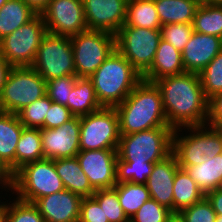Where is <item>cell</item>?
<instances>
[{
  "label": "cell",
  "mask_w": 222,
  "mask_h": 222,
  "mask_svg": "<svg viewBox=\"0 0 222 222\" xmlns=\"http://www.w3.org/2000/svg\"><path fill=\"white\" fill-rule=\"evenodd\" d=\"M12 66L0 55V92L8 78Z\"/></svg>",
  "instance_id": "47"
},
{
  "label": "cell",
  "mask_w": 222,
  "mask_h": 222,
  "mask_svg": "<svg viewBox=\"0 0 222 222\" xmlns=\"http://www.w3.org/2000/svg\"><path fill=\"white\" fill-rule=\"evenodd\" d=\"M47 93L45 79L32 67H12L0 92V111L17 114Z\"/></svg>",
  "instance_id": "6"
},
{
  "label": "cell",
  "mask_w": 222,
  "mask_h": 222,
  "mask_svg": "<svg viewBox=\"0 0 222 222\" xmlns=\"http://www.w3.org/2000/svg\"><path fill=\"white\" fill-rule=\"evenodd\" d=\"M57 174L62 180L64 188L82 198L92 197L96 190L91 186L88 177L81 169L76 157L59 158L54 160Z\"/></svg>",
  "instance_id": "21"
},
{
  "label": "cell",
  "mask_w": 222,
  "mask_h": 222,
  "mask_svg": "<svg viewBox=\"0 0 222 222\" xmlns=\"http://www.w3.org/2000/svg\"><path fill=\"white\" fill-rule=\"evenodd\" d=\"M64 185L56 172L54 160L41 159L23 165L14 173L11 195L34 203L41 197L63 191ZM13 192V193H12Z\"/></svg>",
  "instance_id": "4"
},
{
  "label": "cell",
  "mask_w": 222,
  "mask_h": 222,
  "mask_svg": "<svg viewBox=\"0 0 222 222\" xmlns=\"http://www.w3.org/2000/svg\"><path fill=\"white\" fill-rule=\"evenodd\" d=\"M201 143L203 154L206 158L212 159L222 153V129L207 124L202 125Z\"/></svg>",
  "instance_id": "41"
},
{
  "label": "cell",
  "mask_w": 222,
  "mask_h": 222,
  "mask_svg": "<svg viewBox=\"0 0 222 222\" xmlns=\"http://www.w3.org/2000/svg\"><path fill=\"white\" fill-rule=\"evenodd\" d=\"M47 29L38 13L28 23L0 40V55L12 66H31Z\"/></svg>",
  "instance_id": "8"
},
{
  "label": "cell",
  "mask_w": 222,
  "mask_h": 222,
  "mask_svg": "<svg viewBox=\"0 0 222 222\" xmlns=\"http://www.w3.org/2000/svg\"><path fill=\"white\" fill-rule=\"evenodd\" d=\"M51 104L52 101L45 95L19 111V121L25 128H44V119Z\"/></svg>",
  "instance_id": "35"
},
{
  "label": "cell",
  "mask_w": 222,
  "mask_h": 222,
  "mask_svg": "<svg viewBox=\"0 0 222 222\" xmlns=\"http://www.w3.org/2000/svg\"><path fill=\"white\" fill-rule=\"evenodd\" d=\"M117 149L80 151L76 158L95 190L111 189L116 182Z\"/></svg>",
  "instance_id": "13"
},
{
  "label": "cell",
  "mask_w": 222,
  "mask_h": 222,
  "mask_svg": "<svg viewBox=\"0 0 222 222\" xmlns=\"http://www.w3.org/2000/svg\"><path fill=\"white\" fill-rule=\"evenodd\" d=\"M44 158H72L80 152V117L74 116L61 127L40 128Z\"/></svg>",
  "instance_id": "14"
},
{
  "label": "cell",
  "mask_w": 222,
  "mask_h": 222,
  "mask_svg": "<svg viewBox=\"0 0 222 222\" xmlns=\"http://www.w3.org/2000/svg\"><path fill=\"white\" fill-rule=\"evenodd\" d=\"M207 125L222 129V92L209 99Z\"/></svg>",
  "instance_id": "44"
},
{
  "label": "cell",
  "mask_w": 222,
  "mask_h": 222,
  "mask_svg": "<svg viewBox=\"0 0 222 222\" xmlns=\"http://www.w3.org/2000/svg\"><path fill=\"white\" fill-rule=\"evenodd\" d=\"M74 117L70 110L59 103L53 102L44 119V129L61 127Z\"/></svg>",
  "instance_id": "43"
},
{
  "label": "cell",
  "mask_w": 222,
  "mask_h": 222,
  "mask_svg": "<svg viewBox=\"0 0 222 222\" xmlns=\"http://www.w3.org/2000/svg\"><path fill=\"white\" fill-rule=\"evenodd\" d=\"M39 14L52 34L72 37L88 29L83 0H50Z\"/></svg>",
  "instance_id": "12"
},
{
  "label": "cell",
  "mask_w": 222,
  "mask_h": 222,
  "mask_svg": "<svg viewBox=\"0 0 222 222\" xmlns=\"http://www.w3.org/2000/svg\"><path fill=\"white\" fill-rule=\"evenodd\" d=\"M161 38L182 52L193 33L192 23L166 24L161 26Z\"/></svg>",
  "instance_id": "40"
},
{
  "label": "cell",
  "mask_w": 222,
  "mask_h": 222,
  "mask_svg": "<svg viewBox=\"0 0 222 222\" xmlns=\"http://www.w3.org/2000/svg\"><path fill=\"white\" fill-rule=\"evenodd\" d=\"M193 30L222 38V5L201 3L192 22Z\"/></svg>",
  "instance_id": "31"
},
{
  "label": "cell",
  "mask_w": 222,
  "mask_h": 222,
  "mask_svg": "<svg viewBox=\"0 0 222 222\" xmlns=\"http://www.w3.org/2000/svg\"><path fill=\"white\" fill-rule=\"evenodd\" d=\"M170 222H182L177 216H175Z\"/></svg>",
  "instance_id": "52"
},
{
  "label": "cell",
  "mask_w": 222,
  "mask_h": 222,
  "mask_svg": "<svg viewBox=\"0 0 222 222\" xmlns=\"http://www.w3.org/2000/svg\"><path fill=\"white\" fill-rule=\"evenodd\" d=\"M25 127L17 114L0 111V157L16 172V146Z\"/></svg>",
  "instance_id": "22"
},
{
  "label": "cell",
  "mask_w": 222,
  "mask_h": 222,
  "mask_svg": "<svg viewBox=\"0 0 222 222\" xmlns=\"http://www.w3.org/2000/svg\"><path fill=\"white\" fill-rule=\"evenodd\" d=\"M128 0H83L88 29L116 34L125 24Z\"/></svg>",
  "instance_id": "15"
},
{
  "label": "cell",
  "mask_w": 222,
  "mask_h": 222,
  "mask_svg": "<svg viewBox=\"0 0 222 222\" xmlns=\"http://www.w3.org/2000/svg\"><path fill=\"white\" fill-rule=\"evenodd\" d=\"M77 78L76 75H66L46 81V95L51 101L68 108V99Z\"/></svg>",
  "instance_id": "38"
},
{
  "label": "cell",
  "mask_w": 222,
  "mask_h": 222,
  "mask_svg": "<svg viewBox=\"0 0 222 222\" xmlns=\"http://www.w3.org/2000/svg\"><path fill=\"white\" fill-rule=\"evenodd\" d=\"M14 173L11 168L0 157V181L5 182L10 187L13 184Z\"/></svg>",
  "instance_id": "46"
},
{
  "label": "cell",
  "mask_w": 222,
  "mask_h": 222,
  "mask_svg": "<svg viewBox=\"0 0 222 222\" xmlns=\"http://www.w3.org/2000/svg\"><path fill=\"white\" fill-rule=\"evenodd\" d=\"M183 129L185 132L188 130L186 135L183 134ZM183 129L174 130L172 138V153L181 169L207 161L202 149L201 126L184 127Z\"/></svg>",
  "instance_id": "19"
},
{
  "label": "cell",
  "mask_w": 222,
  "mask_h": 222,
  "mask_svg": "<svg viewBox=\"0 0 222 222\" xmlns=\"http://www.w3.org/2000/svg\"><path fill=\"white\" fill-rule=\"evenodd\" d=\"M185 170L206 195L217 189L222 179V153L212 159L207 158L204 163L186 167Z\"/></svg>",
  "instance_id": "27"
},
{
  "label": "cell",
  "mask_w": 222,
  "mask_h": 222,
  "mask_svg": "<svg viewBox=\"0 0 222 222\" xmlns=\"http://www.w3.org/2000/svg\"><path fill=\"white\" fill-rule=\"evenodd\" d=\"M184 72L182 53L161 38L153 62L142 74V79L154 83L161 78Z\"/></svg>",
  "instance_id": "20"
},
{
  "label": "cell",
  "mask_w": 222,
  "mask_h": 222,
  "mask_svg": "<svg viewBox=\"0 0 222 222\" xmlns=\"http://www.w3.org/2000/svg\"><path fill=\"white\" fill-rule=\"evenodd\" d=\"M120 140L119 118L115 108L80 116V151L118 149Z\"/></svg>",
  "instance_id": "11"
},
{
  "label": "cell",
  "mask_w": 222,
  "mask_h": 222,
  "mask_svg": "<svg viewBox=\"0 0 222 222\" xmlns=\"http://www.w3.org/2000/svg\"><path fill=\"white\" fill-rule=\"evenodd\" d=\"M11 200L6 202V222H45L33 203L22 201L16 197Z\"/></svg>",
  "instance_id": "36"
},
{
  "label": "cell",
  "mask_w": 222,
  "mask_h": 222,
  "mask_svg": "<svg viewBox=\"0 0 222 222\" xmlns=\"http://www.w3.org/2000/svg\"><path fill=\"white\" fill-rule=\"evenodd\" d=\"M125 24L132 27L161 29L154 0H128Z\"/></svg>",
  "instance_id": "28"
},
{
  "label": "cell",
  "mask_w": 222,
  "mask_h": 222,
  "mask_svg": "<svg viewBox=\"0 0 222 222\" xmlns=\"http://www.w3.org/2000/svg\"><path fill=\"white\" fill-rule=\"evenodd\" d=\"M0 222H6V201L0 204Z\"/></svg>",
  "instance_id": "49"
},
{
  "label": "cell",
  "mask_w": 222,
  "mask_h": 222,
  "mask_svg": "<svg viewBox=\"0 0 222 222\" xmlns=\"http://www.w3.org/2000/svg\"><path fill=\"white\" fill-rule=\"evenodd\" d=\"M204 196L205 194L187 171L179 168L176 171L173 185V213L176 215L181 210L200 201Z\"/></svg>",
  "instance_id": "26"
},
{
  "label": "cell",
  "mask_w": 222,
  "mask_h": 222,
  "mask_svg": "<svg viewBox=\"0 0 222 222\" xmlns=\"http://www.w3.org/2000/svg\"><path fill=\"white\" fill-rule=\"evenodd\" d=\"M102 107L115 108L143 80L132 64L116 49L89 78Z\"/></svg>",
  "instance_id": "3"
},
{
  "label": "cell",
  "mask_w": 222,
  "mask_h": 222,
  "mask_svg": "<svg viewBox=\"0 0 222 222\" xmlns=\"http://www.w3.org/2000/svg\"><path fill=\"white\" fill-rule=\"evenodd\" d=\"M176 215L156 200L149 199L129 219L130 222H170Z\"/></svg>",
  "instance_id": "37"
},
{
  "label": "cell",
  "mask_w": 222,
  "mask_h": 222,
  "mask_svg": "<svg viewBox=\"0 0 222 222\" xmlns=\"http://www.w3.org/2000/svg\"><path fill=\"white\" fill-rule=\"evenodd\" d=\"M103 108L89 78H77L68 99V109L74 116H84Z\"/></svg>",
  "instance_id": "25"
},
{
  "label": "cell",
  "mask_w": 222,
  "mask_h": 222,
  "mask_svg": "<svg viewBox=\"0 0 222 222\" xmlns=\"http://www.w3.org/2000/svg\"><path fill=\"white\" fill-rule=\"evenodd\" d=\"M222 50V38L193 31L182 50L185 72H201Z\"/></svg>",
  "instance_id": "17"
},
{
  "label": "cell",
  "mask_w": 222,
  "mask_h": 222,
  "mask_svg": "<svg viewBox=\"0 0 222 222\" xmlns=\"http://www.w3.org/2000/svg\"><path fill=\"white\" fill-rule=\"evenodd\" d=\"M38 13L23 0H8L0 8V40L28 23Z\"/></svg>",
  "instance_id": "24"
},
{
  "label": "cell",
  "mask_w": 222,
  "mask_h": 222,
  "mask_svg": "<svg viewBox=\"0 0 222 222\" xmlns=\"http://www.w3.org/2000/svg\"><path fill=\"white\" fill-rule=\"evenodd\" d=\"M154 83L160 90L167 122L173 130L207 124L209 100L198 73L184 72Z\"/></svg>",
  "instance_id": "1"
},
{
  "label": "cell",
  "mask_w": 222,
  "mask_h": 222,
  "mask_svg": "<svg viewBox=\"0 0 222 222\" xmlns=\"http://www.w3.org/2000/svg\"><path fill=\"white\" fill-rule=\"evenodd\" d=\"M198 74L204 95L208 100L222 92V50Z\"/></svg>",
  "instance_id": "33"
},
{
  "label": "cell",
  "mask_w": 222,
  "mask_h": 222,
  "mask_svg": "<svg viewBox=\"0 0 222 222\" xmlns=\"http://www.w3.org/2000/svg\"><path fill=\"white\" fill-rule=\"evenodd\" d=\"M200 2L209 5H222V0H200Z\"/></svg>",
  "instance_id": "50"
},
{
  "label": "cell",
  "mask_w": 222,
  "mask_h": 222,
  "mask_svg": "<svg viewBox=\"0 0 222 222\" xmlns=\"http://www.w3.org/2000/svg\"><path fill=\"white\" fill-rule=\"evenodd\" d=\"M160 39V29L124 24L115 34V48L139 73L143 74L153 62Z\"/></svg>",
  "instance_id": "9"
},
{
  "label": "cell",
  "mask_w": 222,
  "mask_h": 222,
  "mask_svg": "<svg viewBox=\"0 0 222 222\" xmlns=\"http://www.w3.org/2000/svg\"><path fill=\"white\" fill-rule=\"evenodd\" d=\"M23 1L27 3L29 6H31L37 13H40L50 0H23Z\"/></svg>",
  "instance_id": "48"
},
{
  "label": "cell",
  "mask_w": 222,
  "mask_h": 222,
  "mask_svg": "<svg viewBox=\"0 0 222 222\" xmlns=\"http://www.w3.org/2000/svg\"><path fill=\"white\" fill-rule=\"evenodd\" d=\"M154 163L125 162L117 157L116 160V182H130L134 184H146Z\"/></svg>",
  "instance_id": "32"
},
{
  "label": "cell",
  "mask_w": 222,
  "mask_h": 222,
  "mask_svg": "<svg viewBox=\"0 0 222 222\" xmlns=\"http://www.w3.org/2000/svg\"><path fill=\"white\" fill-rule=\"evenodd\" d=\"M173 132L171 127H156L120 135L117 155L125 162H159L172 153Z\"/></svg>",
  "instance_id": "5"
},
{
  "label": "cell",
  "mask_w": 222,
  "mask_h": 222,
  "mask_svg": "<svg viewBox=\"0 0 222 222\" xmlns=\"http://www.w3.org/2000/svg\"><path fill=\"white\" fill-rule=\"evenodd\" d=\"M205 196L210 201L216 215L222 216V192L215 189L208 192Z\"/></svg>",
  "instance_id": "45"
},
{
  "label": "cell",
  "mask_w": 222,
  "mask_h": 222,
  "mask_svg": "<svg viewBox=\"0 0 222 222\" xmlns=\"http://www.w3.org/2000/svg\"><path fill=\"white\" fill-rule=\"evenodd\" d=\"M82 197L64 189L37 199L33 204L45 222H78Z\"/></svg>",
  "instance_id": "16"
},
{
  "label": "cell",
  "mask_w": 222,
  "mask_h": 222,
  "mask_svg": "<svg viewBox=\"0 0 222 222\" xmlns=\"http://www.w3.org/2000/svg\"><path fill=\"white\" fill-rule=\"evenodd\" d=\"M217 190L222 192V179L217 187Z\"/></svg>",
  "instance_id": "53"
},
{
  "label": "cell",
  "mask_w": 222,
  "mask_h": 222,
  "mask_svg": "<svg viewBox=\"0 0 222 222\" xmlns=\"http://www.w3.org/2000/svg\"><path fill=\"white\" fill-rule=\"evenodd\" d=\"M78 222H109L99 203L93 197L82 198Z\"/></svg>",
  "instance_id": "42"
},
{
  "label": "cell",
  "mask_w": 222,
  "mask_h": 222,
  "mask_svg": "<svg viewBox=\"0 0 222 222\" xmlns=\"http://www.w3.org/2000/svg\"><path fill=\"white\" fill-rule=\"evenodd\" d=\"M161 25L192 23L200 0H154Z\"/></svg>",
  "instance_id": "23"
},
{
  "label": "cell",
  "mask_w": 222,
  "mask_h": 222,
  "mask_svg": "<svg viewBox=\"0 0 222 222\" xmlns=\"http://www.w3.org/2000/svg\"><path fill=\"white\" fill-rule=\"evenodd\" d=\"M31 66L45 81L76 75L70 37L47 32L42 38Z\"/></svg>",
  "instance_id": "10"
},
{
  "label": "cell",
  "mask_w": 222,
  "mask_h": 222,
  "mask_svg": "<svg viewBox=\"0 0 222 222\" xmlns=\"http://www.w3.org/2000/svg\"><path fill=\"white\" fill-rule=\"evenodd\" d=\"M76 76L90 78L116 49L115 35L100 30L80 32L70 37Z\"/></svg>",
  "instance_id": "7"
},
{
  "label": "cell",
  "mask_w": 222,
  "mask_h": 222,
  "mask_svg": "<svg viewBox=\"0 0 222 222\" xmlns=\"http://www.w3.org/2000/svg\"><path fill=\"white\" fill-rule=\"evenodd\" d=\"M113 188L118 193L119 203L128 219H130L138 209L150 199L146 184L124 182L117 183Z\"/></svg>",
  "instance_id": "30"
},
{
  "label": "cell",
  "mask_w": 222,
  "mask_h": 222,
  "mask_svg": "<svg viewBox=\"0 0 222 222\" xmlns=\"http://www.w3.org/2000/svg\"><path fill=\"white\" fill-rule=\"evenodd\" d=\"M8 0H0V8L7 2Z\"/></svg>",
  "instance_id": "55"
},
{
  "label": "cell",
  "mask_w": 222,
  "mask_h": 222,
  "mask_svg": "<svg viewBox=\"0 0 222 222\" xmlns=\"http://www.w3.org/2000/svg\"><path fill=\"white\" fill-rule=\"evenodd\" d=\"M115 109L119 118L120 135L170 127L160 90L155 83L149 81L142 80Z\"/></svg>",
  "instance_id": "2"
},
{
  "label": "cell",
  "mask_w": 222,
  "mask_h": 222,
  "mask_svg": "<svg viewBox=\"0 0 222 222\" xmlns=\"http://www.w3.org/2000/svg\"><path fill=\"white\" fill-rule=\"evenodd\" d=\"M0 189H2V191H7V192H9L10 191V186L8 185V184H6L5 182H3V181H0ZM4 189V190H3ZM9 190V191H8ZM2 191H0L1 193H2ZM0 193V194H1ZM1 197H2V195H0ZM1 197H0V200L2 201V199H1ZM0 201V204L2 203Z\"/></svg>",
  "instance_id": "51"
},
{
  "label": "cell",
  "mask_w": 222,
  "mask_h": 222,
  "mask_svg": "<svg viewBox=\"0 0 222 222\" xmlns=\"http://www.w3.org/2000/svg\"><path fill=\"white\" fill-rule=\"evenodd\" d=\"M92 197L99 203L109 222H129L114 188L96 190Z\"/></svg>",
  "instance_id": "34"
},
{
  "label": "cell",
  "mask_w": 222,
  "mask_h": 222,
  "mask_svg": "<svg viewBox=\"0 0 222 222\" xmlns=\"http://www.w3.org/2000/svg\"><path fill=\"white\" fill-rule=\"evenodd\" d=\"M215 222H222V216H217Z\"/></svg>",
  "instance_id": "54"
},
{
  "label": "cell",
  "mask_w": 222,
  "mask_h": 222,
  "mask_svg": "<svg viewBox=\"0 0 222 222\" xmlns=\"http://www.w3.org/2000/svg\"><path fill=\"white\" fill-rule=\"evenodd\" d=\"M41 159H44V154L40 128H24L16 146V171Z\"/></svg>",
  "instance_id": "29"
},
{
  "label": "cell",
  "mask_w": 222,
  "mask_h": 222,
  "mask_svg": "<svg viewBox=\"0 0 222 222\" xmlns=\"http://www.w3.org/2000/svg\"><path fill=\"white\" fill-rule=\"evenodd\" d=\"M176 216L182 222H215L217 217L206 196L190 207L181 210Z\"/></svg>",
  "instance_id": "39"
},
{
  "label": "cell",
  "mask_w": 222,
  "mask_h": 222,
  "mask_svg": "<svg viewBox=\"0 0 222 222\" xmlns=\"http://www.w3.org/2000/svg\"><path fill=\"white\" fill-rule=\"evenodd\" d=\"M173 153L165 159L154 163L146 187L150 198L173 212V185L176 171L179 169Z\"/></svg>",
  "instance_id": "18"
}]
</instances>
